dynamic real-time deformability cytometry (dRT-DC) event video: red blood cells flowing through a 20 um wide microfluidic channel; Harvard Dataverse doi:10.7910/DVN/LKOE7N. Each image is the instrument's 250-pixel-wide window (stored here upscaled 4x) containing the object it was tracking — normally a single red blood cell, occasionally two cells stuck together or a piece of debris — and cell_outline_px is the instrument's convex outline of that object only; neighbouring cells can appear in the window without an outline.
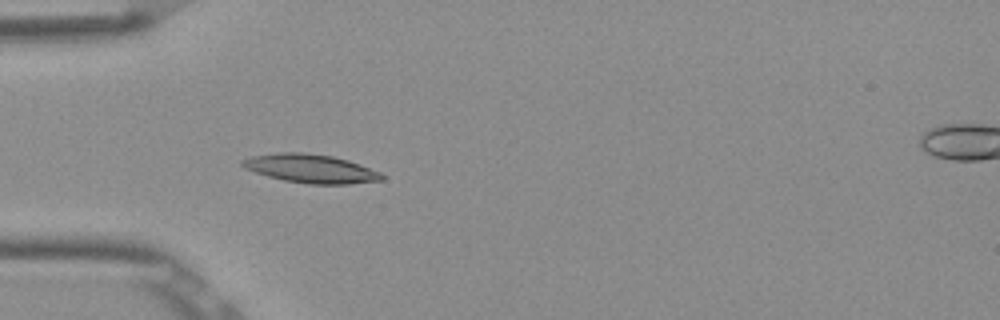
{"species": "Egyptian fruit bat (a non-hibernating species)", "species_latin": "Rousettus aegyptiacus", "temperature_condition": "room temperature", "stored_images_in_passage": 6, "camera_frame_rate_fps": 3000, "um_per_image_px": 0.085, "frame": {"image": 1, "passage_image": 5, "time_ms": 1.333, "image_size_px": [1000, 320], "cell_outline_px": [[384, 180], [348, 184], [308, 184], [284, 180], [268, 176], [244, 168], [240, 164], [240, 160], [252, 156], [276, 152], [300, 152], [332, 156], [348, 160], [360, 164], [380, 172], [384, 176]], "centroid_in_image_um": [26.4, 14.33], "position_along_channel_um": 58.6, "area_um2": 23.29}}